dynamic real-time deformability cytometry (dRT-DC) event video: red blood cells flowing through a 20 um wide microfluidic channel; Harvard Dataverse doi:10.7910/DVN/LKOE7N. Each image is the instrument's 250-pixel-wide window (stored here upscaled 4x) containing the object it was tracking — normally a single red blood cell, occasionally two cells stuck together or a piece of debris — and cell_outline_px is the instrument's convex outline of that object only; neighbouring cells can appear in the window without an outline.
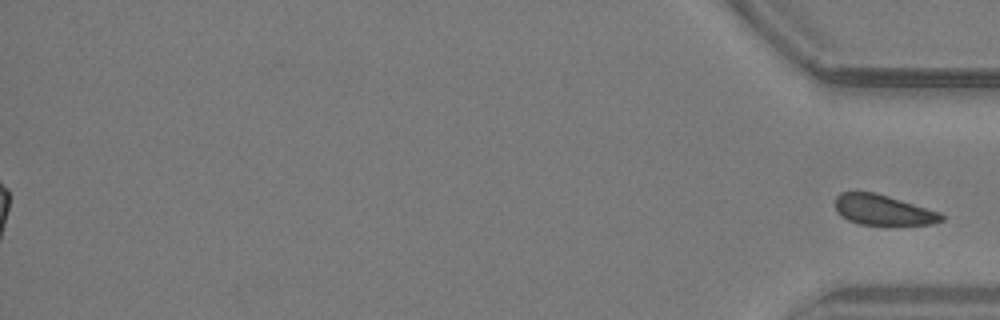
{"species": "common noctule bat (a hibernating species)", "species_latin": "Nyctalus noctula", "temperature_condition": "warm", "stored_images_in_passage": 36, "segment_of_instrument_passage": [2, 2], "camera_frame_rate_fps": 3000, "um_per_image_px": 0.085, "animal": {"sex": "male", "body_mass_g": 19.2, "forearm_length_mm": 51.8}, "frame": {"image": 1, "passage_image": 36, "time_ms": 11.667, "image_size_px": [1000, 320], "cell_outline_px": [[944, 220], [932, 224], [860, 224], [848, 220], [840, 216], [836, 212], [836, 196], [840, 192], [872, 192], [888, 196], [940, 212], [944, 216]], "centroid_in_image_um": [75.04, 17.84], "position_along_channel_um": 360.2, "area_um2": 18.55}}